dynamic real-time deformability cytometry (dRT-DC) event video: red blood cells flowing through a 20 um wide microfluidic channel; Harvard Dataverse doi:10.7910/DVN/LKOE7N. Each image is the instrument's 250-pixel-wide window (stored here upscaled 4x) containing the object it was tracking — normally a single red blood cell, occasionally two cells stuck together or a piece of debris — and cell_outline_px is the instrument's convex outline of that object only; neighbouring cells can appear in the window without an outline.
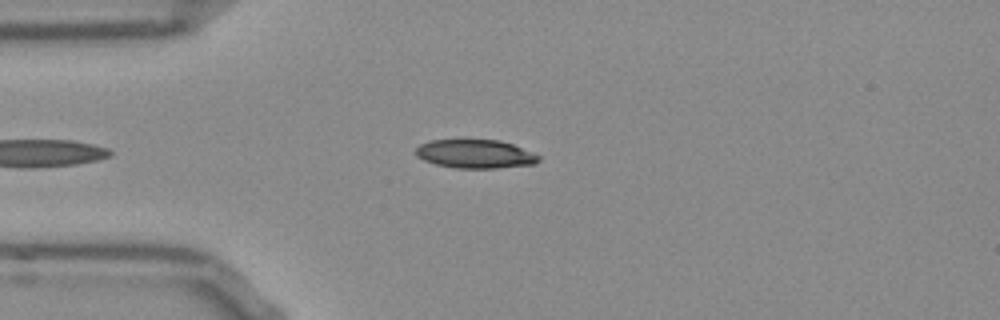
{"species": "Egyptian fruit bat (a non-hibernating species)", "species_latin": "Rousettus aegyptiacus", "temperature_condition": "room temperature", "stored_images_in_passage": 39, "camera_frame_rate_fps": 3000, "um_per_image_px": 0.085, "frame": {"image": 1, "passage_image": 3, "time_ms": 0.667, "image_size_px": [1000, 320], "cell_outline_px": [[540, 160], [536, 164], [496, 168], [456, 168], [436, 164], [424, 160], [416, 156], [416, 148], [420, 144], [432, 140], [464, 136], [500, 140], [512, 144], [540, 156]], "centroid_in_image_um": [40.36, 13.03], "position_along_channel_um": 44.6, "area_um2": 21.39}}
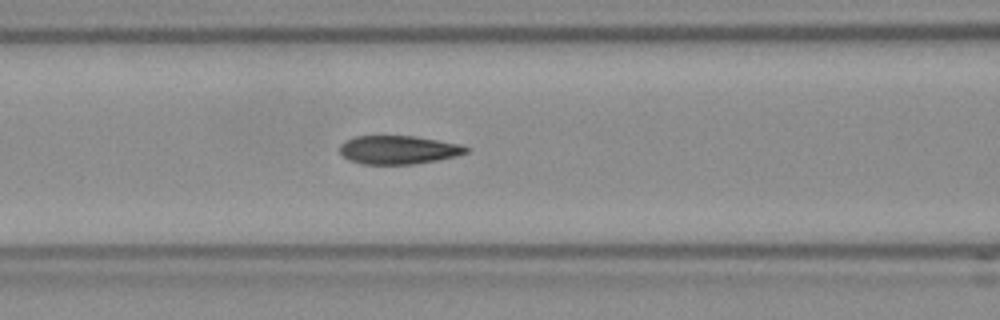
{"frame": {"image": 2, "passage_image": 11, "time_ms": 3.333, "image_size_px": [1000, 320], "cell_outline_px": [[468, 152], [456, 156], [436, 160], [412, 164], [360, 164], [348, 160], [340, 152], [340, 144], [344, 140], [356, 136], [416, 136], [460, 144], [468, 148]], "centroid_in_image_um": [33.83, 12.73], "position_along_channel_um": 132.8, "area_um2": 20.98}}
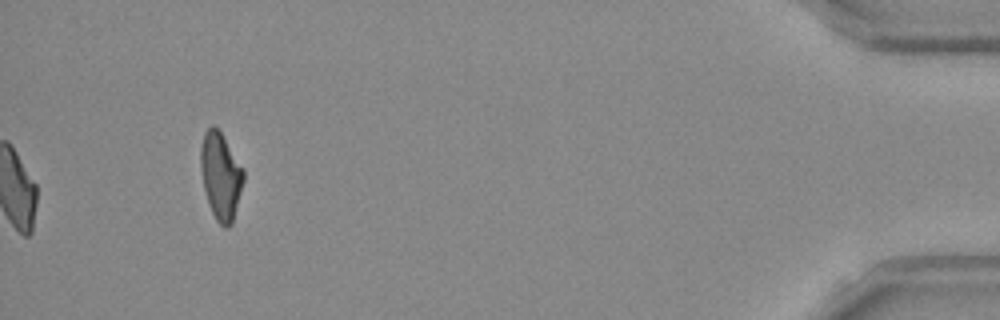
{"frame": {"image": 3, "passage_image": 39, "time_ms": 12.667, "image_size_px": [1000, 320], "cell_outline_px": [[244, 180], [232, 224], [228, 228], [224, 228], [216, 220], [212, 212], [204, 188], [200, 168], [200, 148], [204, 132], [212, 124], [220, 132], [244, 168]], "centroid_in_image_um": [18.76, 14.96], "position_along_channel_um": 416.4, "area_um2": 21.68}, "authors_computed_cell_mechanics": {"area_um2": 21.5016, "velocity_mm_per_s": 3.8469, "shape_relaxation_time_tau1_ms": 4.407, "shape_relaxation_time_tau2_ms": 2.6216, "deformation_change_tau1": 0.1538, "deformation_change_tau2": 0.0743}}